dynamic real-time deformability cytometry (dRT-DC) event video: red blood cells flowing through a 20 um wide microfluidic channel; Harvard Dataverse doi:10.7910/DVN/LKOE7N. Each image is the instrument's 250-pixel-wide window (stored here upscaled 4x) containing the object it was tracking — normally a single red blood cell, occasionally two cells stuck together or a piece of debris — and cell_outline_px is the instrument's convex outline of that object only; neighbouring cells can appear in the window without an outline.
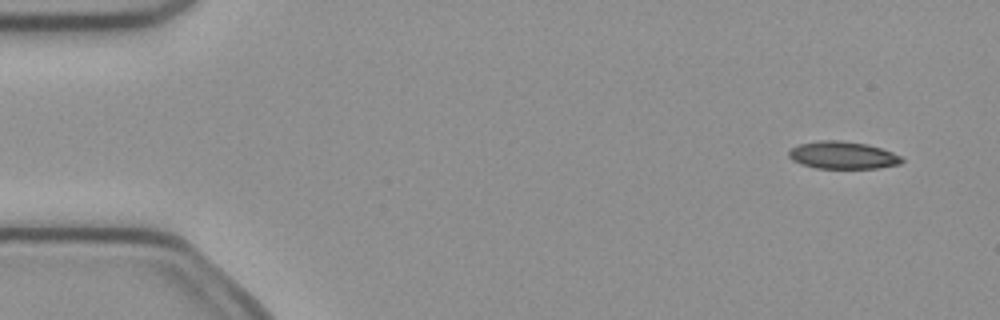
{"species": "common noctule bat (a hibernating species)", "species_latin": "Nyctalus noctula", "temperature_condition": "cold", "stored_images_in_passage": 4, "camera_frame_rate_fps": 3000, "um_per_image_px": 0.085, "animal": {"sex": "female", "body_mass_g": 21.9}, "frame": {"image": 1, "passage_image": 1, "time_ms": 0.0, "image_size_px": [1000, 320], "cell_outline_px": [[904, 160], [900, 164], [880, 168], [816, 168], [800, 164], [792, 160], [788, 156], [788, 152], [792, 148], [800, 144], [820, 140], [840, 140], [868, 144], [892, 152], [900, 156]], "centroid_in_image_um": [71.63, 13.19], "position_along_channel_um": 13.4, "area_um2": 18.09}}